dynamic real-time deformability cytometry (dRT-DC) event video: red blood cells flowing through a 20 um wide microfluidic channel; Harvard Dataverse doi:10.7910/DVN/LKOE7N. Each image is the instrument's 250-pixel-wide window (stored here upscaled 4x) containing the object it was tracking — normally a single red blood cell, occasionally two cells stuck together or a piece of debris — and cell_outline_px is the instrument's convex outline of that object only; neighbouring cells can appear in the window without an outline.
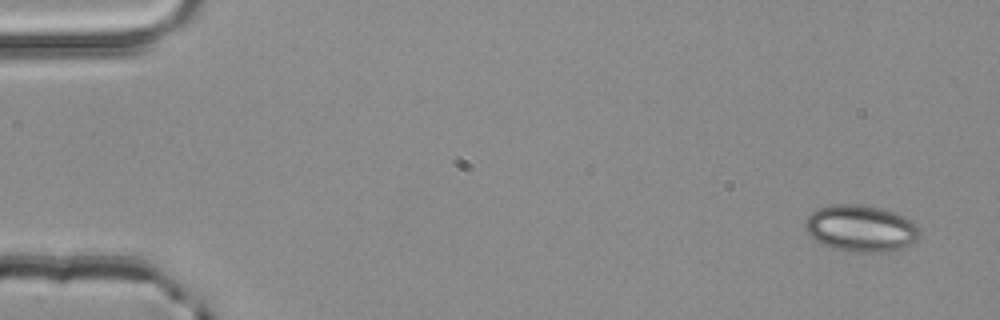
{"species": "common noctule bat (a hibernating species)", "species_latin": "Nyctalus noctula", "temperature_condition": "room temperature", "stored_images_in_passage": 4, "camera_frame_rate_fps": 3000, "um_per_image_px": 0.085, "animal": {"sex": "male", "body_mass_g": 20.4}, "frame": {"image": 1, "passage_image": 1, "time_ms": 0.0, "image_size_px": [1000, 320], "cell_outline_px": [[920, 236], [916, 240], [900, 248], [888, 252], [844, 252], [820, 244], [804, 228], [804, 220], [816, 208], [832, 204], [860, 204], [884, 208], [904, 216], [912, 220], [916, 224], [920, 232]], "centroid_in_image_um": [73.15, 19.41], "position_along_channel_um": 11.9, "area_um2": 31.56}}